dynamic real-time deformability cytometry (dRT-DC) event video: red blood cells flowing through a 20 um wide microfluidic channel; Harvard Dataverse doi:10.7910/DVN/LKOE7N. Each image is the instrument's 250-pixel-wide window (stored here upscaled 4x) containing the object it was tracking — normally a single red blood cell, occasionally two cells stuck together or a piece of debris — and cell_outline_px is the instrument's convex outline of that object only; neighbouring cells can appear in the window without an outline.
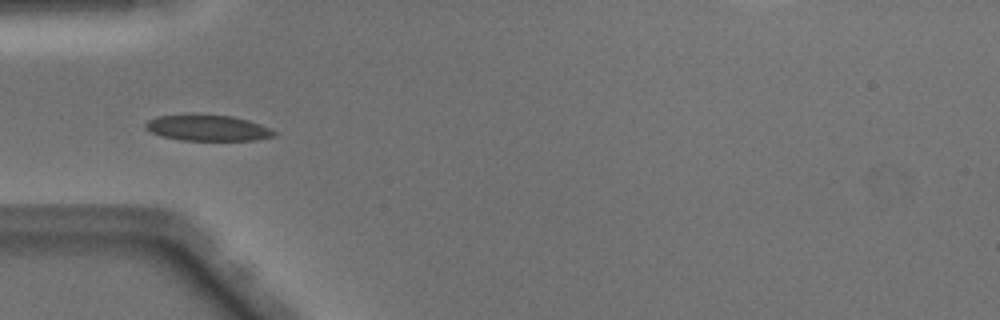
{"species": "Egyptian fruit bat (a non-hibernating species)", "species_latin": "Rousettus aegyptiacus", "temperature_condition": "warm", "stored_images_in_passage": 11, "camera_frame_rate_fps": 3000, "um_per_image_px": 0.085, "animal": {"sex": "male"}, "frame": {"image": 1, "passage_image": 4, "time_ms": 1.0, "image_size_px": [1000, 320], "cell_outline_px": [[276, 136], [256, 140], [180, 140], [164, 136], [152, 132], [144, 128], [144, 124], [148, 120], [156, 116], [188, 112], [196, 112], [232, 116], [248, 120], [260, 124], [276, 132]], "centroid_in_image_um": [17.6, 10.83], "position_along_channel_um": 67.4, "area_um2": 20.06}}